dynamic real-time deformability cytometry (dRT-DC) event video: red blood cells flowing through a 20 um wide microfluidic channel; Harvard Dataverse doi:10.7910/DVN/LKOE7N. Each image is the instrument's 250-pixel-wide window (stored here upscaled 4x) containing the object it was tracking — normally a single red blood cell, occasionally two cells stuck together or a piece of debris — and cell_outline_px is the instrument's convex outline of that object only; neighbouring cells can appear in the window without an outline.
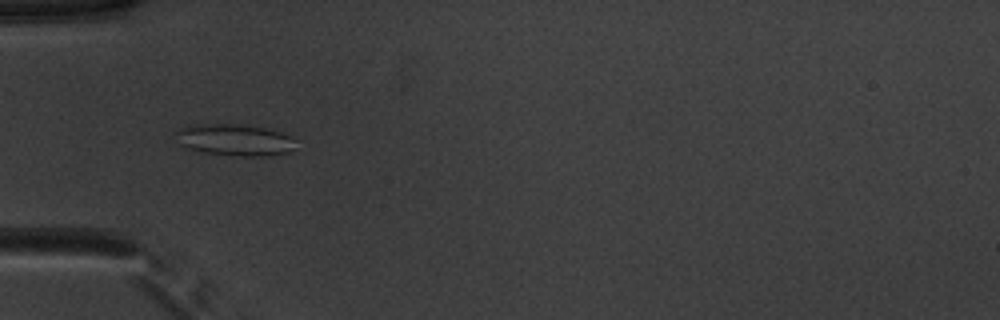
{"species": "common noctule bat (a hibernating species)", "species_latin": "Nyctalus noctula", "temperature_condition": "warm", "stored_images_in_passage": 36, "camera_frame_rate_fps": 3000, "um_per_image_px": 0.085, "animal": {"sex": "male", "body_mass_g": 20.1, "forearm_length_mm": 53.5}, "frame": {"image": 1, "passage_image": 1, "time_ms": 0.0, "image_size_px": [1000, 320], "cell_outline_px": [[296, 140], [292, 148], [288, 152], [268, 156], [240, 156], [200, 152], [188, 148], [180, 144], [172, 132], [188, 124], [248, 124], [280, 132], [292, 136]], "centroid_in_image_um": [19.9, 11.87], "position_along_channel_um": 65.1, "area_um2": 22.48}}
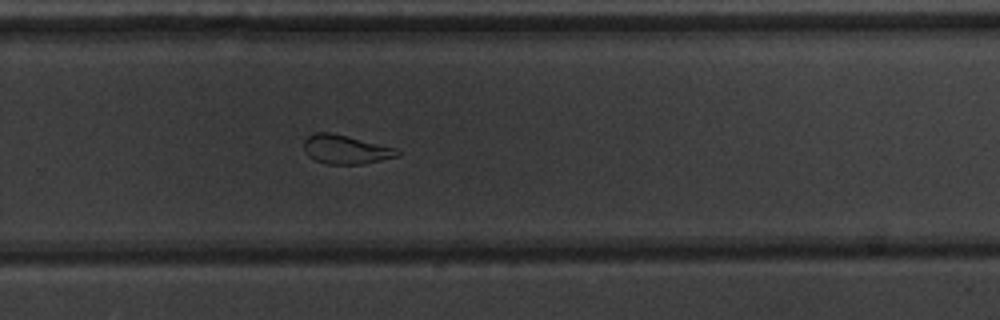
{"frame": {"image": 2, "passage_image": 19, "time_ms": 6.0, "image_size_px": [1000, 320], "cell_outline_px": [[400, 152], [396, 156], [380, 160], [360, 164], [328, 164], [316, 160], [308, 156], [304, 152], [304, 140], [308, 136], [316, 132], [332, 132], [396, 148]], "centroid_in_image_um": [29.34, 12.69], "position_along_channel_um": 300.5, "area_um2": 15.61}}
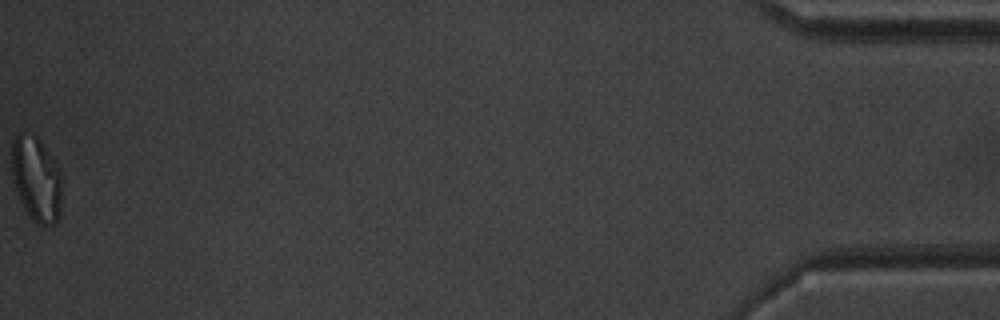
{"frame": {"image": 3, "passage_image": 36, "time_ms": 11.667, "image_size_px": [1000, 320], "cell_outline_px": [[60, 212], [56, 224], [36, 224], [32, 220], [24, 208], [20, 200], [12, 180], [12, 140], [20, 132], [28, 132], [36, 136], [40, 140], [52, 160], [60, 176]], "centroid_in_image_um": [3.04, 15.22], "position_along_channel_um": 432.2, "area_um2": 24.39}, "authors_computed_cell_mechanics": {"area_um2": 17.7735, "velocity_mm_per_s": 3.9532, "shape_relaxation_time_tau1_ms": 7.808, "shape_relaxation_time_tau2_ms": 2.4927, "deformation_change_tau1": 0.1989, "deformation_change_tau2": 0.1007}}